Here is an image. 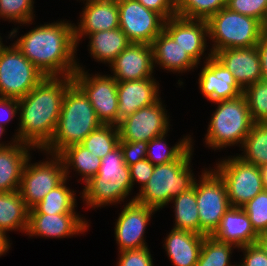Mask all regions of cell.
Segmentation results:
<instances>
[{
    "label": "cell",
    "instance_id": "obj_1",
    "mask_svg": "<svg viewBox=\"0 0 267 266\" xmlns=\"http://www.w3.org/2000/svg\"><path fill=\"white\" fill-rule=\"evenodd\" d=\"M72 76H45L23 98L18 99L19 128L14 137L35 149L42 150L55 132L62 102Z\"/></svg>",
    "mask_w": 267,
    "mask_h": 266
},
{
    "label": "cell",
    "instance_id": "obj_2",
    "mask_svg": "<svg viewBox=\"0 0 267 266\" xmlns=\"http://www.w3.org/2000/svg\"><path fill=\"white\" fill-rule=\"evenodd\" d=\"M74 26L65 20L40 24L14 44L45 76H73L78 69Z\"/></svg>",
    "mask_w": 267,
    "mask_h": 266
},
{
    "label": "cell",
    "instance_id": "obj_3",
    "mask_svg": "<svg viewBox=\"0 0 267 266\" xmlns=\"http://www.w3.org/2000/svg\"><path fill=\"white\" fill-rule=\"evenodd\" d=\"M102 123L85 93L73 82L66 90L51 141L40 151L59 155L65 148L81 144Z\"/></svg>",
    "mask_w": 267,
    "mask_h": 266
},
{
    "label": "cell",
    "instance_id": "obj_4",
    "mask_svg": "<svg viewBox=\"0 0 267 266\" xmlns=\"http://www.w3.org/2000/svg\"><path fill=\"white\" fill-rule=\"evenodd\" d=\"M192 148L193 143L177 160L156 165L147 184L134 195L135 201L158 211L192 188L196 180L190 169Z\"/></svg>",
    "mask_w": 267,
    "mask_h": 266
},
{
    "label": "cell",
    "instance_id": "obj_5",
    "mask_svg": "<svg viewBox=\"0 0 267 266\" xmlns=\"http://www.w3.org/2000/svg\"><path fill=\"white\" fill-rule=\"evenodd\" d=\"M133 190L129 167L120 145L101 158L97 175L85 183L82 200L87 207L98 209L124 202ZM130 193V194H129Z\"/></svg>",
    "mask_w": 267,
    "mask_h": 266
},
{
    "label": "cell",
    "instance_id": "obj_6",
    "mask_svg": "<svg viewBox=\"0 0 267 266\" xmlns=\"http://www.w3.org/2000/svg\"><path fill=\"white\" fill-rule=\"evenodd\" d=\"M214 103L218 106L208 124L206 145L214 151L234 145L242 146L255 123L251 119L245 95Z\"/></svg>",
    "mask_w": 267,
    "mask_h": 266
},
{
    "label": "cell",
    "instance_id": "obj_7",
    "mask_svg": "<svg viewBox=\"0 0 267 266\" xmlns=\"http://www.w3.org/2000/svg\"><path fill=\"white\" fill-rule=\"evenodd\" d=\"M207 23L209 39L214 43L209 50L212 55L219 50L256 46L265 33L259 20L227 7L212 15Z\"/></svg>",
    "mask_w": 267,
    "mask_h": 266
},
{
    "label": "cell",
    "instance_id": "obj_8",
    "mask_svg": "<svg viewBox=\"0 0 267 266\" xmlns=\"http://www.w3.org/2000/svg\"><path fill=\"white\" fill-rule=\"evenodd\" d=\"M44 77L14 43L0 53V97L21 99Z\"/></svg>",
    "mask_w": 267,
    "mask_h": 266
},
{
    "label": "cell",
    "instance_id": "obj_9",
    "mask_svg": "<svg viewBox=\"0 0 267 266\" xmlns=\"http://www.w3.org/2000/svg\"><path fill=\"white\" fill-rule=\"evenodd\" d=\"M209 169L203 170L201 178L196 179L200 235H212L230 208L225 182L214 169Z\"/></svg>",
    "mask_w": 267,
    "mask_h": 266
},
{
    "label": "cell",
    "instance_id": "obj_10",
    "mask_svg": "<svg viewBox=\"0 0 267 266\" xmlns=\"http://www.w3.org/2000/svg\"><path fill=\"white\" fill-rule=\"evenodd\" d=\"M216 165L214 170L225 182L230 206L242 208L264 190L260 168L256 165L238 156H229Z\"/></svg>",
    "mask_w": 267,
    "mask_h": 266
},
{
    "label": "cell",
    "instance_id": "obj_11",
    "mask_svg": "<svg viewBox=\"0 0 267 266\" xmlns=\"http://www.w3.org/2000/svg\"><path fill=\"white\" fill-rule=\"evenodd\" d=\"M79 65L73 82L85 93L103 125H118V81L111 75L89 74Z\"/></svg>",
    "mask_w": 267,
    "mask_h": 266
},
{
    "label": "cell",
    "instance_id": "obj_12",
    "mask_svg": "<svg viewBox=\"0 0 267 266\" xmlns=\"http://www.w3.org/2000/svg\"><path fill=\"white\" fill-rule=\"evenodd\" d=\"M49 155L51 158L36 163H31L30 156L24 166L19 191L29 209L65 179L61 157L57 154Z\"/></svg>",
    "mask_w": 267,
    "mask_h": 266
},
{
    "label": "cell",
    "instance_id": "obj_13",
    "mask_svg": "<svg viewBox=\"0 0 267 266\" xmlns=\"http://www.w3.org/2000/svg\"><path fill=\"white\" fill-rule=\"evenodd\" d=\"M119 28L130 42L152 44L164 30L165 19L136 0H117Z\"/></svg>",
    "mask_w": 267,
    "mask_h": 266
},
{
    "label": "cell",
    "instance_id": "obj_14",
    "mask_svg": "<svg viewBox=\"0 0 267 266\" xmlns=\"http://www.w3.org/2000/svg\"><path fill=\"white\" fill-rule=\"evenodd\" d=\"M161 99L142 107L117 125L120 141H145L167 134L170 119Z\"/></svg>",
    "mask_w": 267,
    "mask_h": 266
},
{
    "label": "cell",
    "instance_id": "obj_15",
    "mask_svg": "<svg viewBox=\"0 0 267 266\" xmlns=\"http://www.w3.org/2000/svg\"><path fill=\"white\" fill-rule=\"evenodd\" d=\"M157 210L135 201L124 205L115 223L114 234L118 250H132L148 247L144 240L146 226Z\"/></svg>",
    "mask_w": 267,
    "mask_h": 266
},
{
    "label": "cell",
    "instance_id": "obj_16",
    "mask_svg": "<svg viewBox=\"0 0 267 266\" xmlns=\"http://www.w3.org/2000/svg\"><path fill=\"white\" fill-rule=\"evenodd\" d=\"M198 84L199 89L211 102L233 99L243 94L232 73L211 52L205 58Z\"/></svg>",
    "mask_w": 267,
    "mask_h": 266
},
{
    "label": "cell",
    "instance_id": "obj_17",
    "mask_svg": "<svg viewBox=\"0 0 267 266\" xmlns=\"http://www.w3.org/2000/svg\"><path fill=\"white\" fill-rule=\"evenodd\" d=\"M118 82L152 78L154 72L152 45L131 42L109 65Z\"/></svg>",
    "mask_w": 267,
    "mask_h": 266
},
{
    "label": "cell",
    "instance_id": "obj_18",
    "mask_svg": "<svg viewBox=\"0 0 267 266\" xmlns=\"http://www.w3.org/2000/svg\"><path fill=\"white\" fill-rule=\"evenodd\" d=\"M164 30L200 64L206 47H208L207 20L188 19L176 15L165 21Z\"/></svg>",
    "mask_w": 267,
    "mask_h": 266
},
{
    "label": "cell",
    "instance_id": "obj_19",
    "mask_svg": "<svg viewBox=\"0 0 267 266\" xmlns=\"http://www.w3.org/2000/svg\"><path fill=\"white\" fill-rule=\"evenodd\" d=\"M88 221L79 214H29L26 235L65 238L84 234ZM88 227V228H87Z\"/></svg>",
    "mask_w": 267,
    "mask_h": 266
},
{
    "label": "cell",
    "instance_id": "obj_20",
    "mask_svg": "<svg viewBox=\"0 0 267 266\" xmlns=\"http://www.w3.org/2000/svg\"><path fill=\"white\" fill-rule=\"evenodd\" d=\"M79 25L74 26L75 43L88 34L119 28L117 0H85Z\"/></svg>",
    "mask_w": 267,
    "mask_h": 266
},
{
    "label": "cell",
    "instance_id": "obj_21",
    "mask_svg": "<svg viewBox=\"0 0 267 266\" xmlns=\"http://www.w3.org/2000/svg\"><path fill=\"white\" fill-rule=\"evenodd\" d=\"M118 124L142 107L158 102L159 83L154 77L118 82Z\"/></svg>",
    "mask_w": 267,
    "mask_h": 266
},
{
    "label": "cell",
    "instance_id": "obj_22",
    "mask_svg": "<svg viewBox=\"0 0 267 266\" xmlns=\"http://www.w3.org/2000/svg\"><path fill=\"white\" fill-rule=\"evenodd\" d=\"M213 56L232 73L243 90L262 80L260 57L256 46L219 50Z\"/></svg>",
    "mask_w": 267,
    "mask_h": 266
},
{
    "label": "cell",
    "instance_id": "obj_23",
    "mask_svg": "<svg viewBox=\"0 0 267 266\" xmlns=\"http://www.w3.org/2000/svg\"><path fill=\"white\" fill-rule=\"evenodd\" d=\"M212 236L220 241L241 248L256 243L259 235L252 227L251 221L244 209L230 206Z\"/></svg>",
    "mask_w": 267,
    "mask_h": 266
},
{
    "label": "cell",
    "instance_id": "obj_24",
    "mask_svg": "<svg viewBox=\"0 0 267 266\" xmlns=\"http://www.w3.org/2000/svg\"><path fill=\"white\" fill-rule=\"evenodd\" d=\"M153 63L173 73H185L198 68V63L163 30L152 42Z\"/></svg>",
    "mask_w": 267,
    "mask_h": 266
},
{
    "label": "cell",
    "instance_id": "obj_25",
    "mask_svg": "<svg viewBox=\"0 0 267 266\" xmlns=\"http://www.w3.org/2000/svg\"><path fill=\"white\" fill-rule=\"evenodd\" d=\"M32 149L35 150L19 141L0 149V192L19 190L22 172Z\"/></svg>",
    "mask_w": 267,
    "mask_h": 266
},
{
    "label": "cell",
    "instance_id": "obj_26",
    "mask_svg": "<svg viewBox=\"0 0 267 266\" xmlns=\"http://www.w3.org/2000/svg\"><path fill=\"white\" fill-rule=\"evenodd\" d=\"M205 235L171 229L164 249L174 266H196Z\"/></svg>",
    "mask_w": 267,
    "mask_h": 266
},
{
    "label": "cell",
    "instance_id": "obj_27",
    "mask_svg": "<svg viewBox=\"0 0 267 266\" xmlns=\"http://www.w3.org/2000/svg\"><path fill=\"white\" fill-rule=\"evenodd\" d=\"M89 37L90 56L104 64H111L116 57L131 43L120 29L94 32Z\"/></svg>",
    "mask_w": 267,
    "mask_h": 266
},
{
    "label": "cell",
    "instance_id": "obj_28",
    "mask_svg": "<svg viewBox=\"0 0 267 266\" xmlns=\"http://www.w3.org/2000/svg\"><path fill=\"white\" fill-rule=\"evenodd\" d=\"M29 208L22 199L20 191L0 192V229L20 231L26 234ZM17 229V230H16ZM8 231V232H7Z\"/></svg>",
    "mask_w": 267,
    "mask_h": 266
},
{
    "label": "cell",
    "instance_id": "obj_29",
    "mask_svg": "<svg viewBox=\"0 0 267 266\" xmlns=\"http://www.w3.org/2000/svg\"><path fill=\"white\" fill-rule=\"evenodd\" d=\"M59 156L63 161L65 178L69 179L70 169H73L76 172L78 171V174L80 173L79 175L83 178L81 180L84 183L97 175L101 165V158L95 156L81 144L65 148Z\"/></svg>",
    "mask_w": 267,
    "mask_h": 266
},
{
    "label": "cell",
    "instance_id": "obj_30",
    "mask_svg": "<svg viewBox=\"0 0 267 266\" xmlns=\"http://www.w3.org/2000/svg\"><path fill=\"white\" fill-rule=\"evenodd\" d=\"M67 180L65 178L44 196L37 205L29 209V214H78L75 211L77 206L75 191L66 186Z\"/></svg>",
    "mask_w": 267,
    "mask_h": 266
},
{
    "label": "cell",
    "instance_id": "obj_31",
    "mask_svg": "<svg viewBox=\"0 0 267 266\" xmlns=\"http://www.w3.org/2000/svg\"><path fill=\"white\" fill-rule=\"evenodd\" d=\"M174 204V229L200 234V220L196 201V180L189 190L171 200Z\"/></svg>",
    "mask_w": 267,
    "mask_h": 266
},
{
    "label": "cell",
    "instance_id": "obj_32",
    "mask_svg": "<svg viewBox=\"0 0 267 266\" xmlns=\"http://www.w3.org/2000/svg\"><path fill=\"white\" fill-rule=\"evenodd\" d=\"M243 148V149H242ZM243 161L257 167L267 164V122L254 123L241 146Z\"/></svg>",
    "mask_w": 267,
    "mask_h": 266
},
{
    "label": "cell",
    "instance_id": "obj_33",
    "mask_svg": "<svg viewBox=\"0 0 267 266\" xmlns=\"http://www.w3.org/2000/svg\"><path fill=\"white\" fill-rule=\"evenodd\" d=\"M166 136L167 134H164L148 142L146 159L154 166L177 160L192 145V137L187 135L169 148L165 139ZM156 148L159 149V152L154 150Z\"/></svg>",
    "mask_w": 267,
    "mask_h": 266
},
{
    "label": "cell",
    "instance_id": "obj_34",
    "mask_svg": "<svg viewBox=\"0 0 267 266\" xmlns=\"http://www.w3.org/2000/svg\"><path fill=\"white\" fill-rule=\"evenodd\" d=\"M236 246L205 235L196 266H237L230 257Z\"/></svg>",
    "mask_w": 267,
    "mask_h": 266
},
{
    "label": "cell",
    "instance_id": "obj_35",
    "mask_svg": "<svg viewBox=\"0 0 267 266\" xmlns=\"http://www.w3.org/2000/svg\"><path fill=\"white\" fill-rule=\"evenodd\" d=\"M120 137L115 125H101L92 131L81 143L86 149L99 158H104L119 145Z\"/></svg>",
    "mask_w": 267,
    "mask_h": 266
},
{
    "label": "cell",
    "instance_id": "obj_36",
    "mask_svg": "<svg viewBox=\"0 0 267 266\" xmlns=\"http://www.w3.org/2000/svg\"><path fill=\"white\" fill-rule=\"evenodd\" d=\"M225 7L224 0H177V16L208 20Z\"/></svg>",
    "mask_w": 267,
    "mask_h": 266
},
{
    "label": "cell",
    "instance_id": "obj_37",
    "mask_svg": "<svg viewBox=\"0 0 267 266\" xmlns=\"http://www.w3.org/2000/svg\"><path fill=\"white\" fill-rule=\"evenodd\" d=\"M251 119L255 123L267 122V81H258L243 90Z\"/></svg>",
    "mask_w": 267,
    "mask_h": 266
},
{
    "label": "cell",
    "instance_id": "obj_38",
    "mask_svg": "<svg viewBox=\"0 0 267 266\" xmlns=\"http://www.w3.org/2000/svg\"><path fill=\"white\" fill-rule=\"evenodd\" d=\"M33 6V0H0V18L22 25L32 24Z\"/></svg>",
    "mask_w": 267,
    "mask_h": 266
},
{
    "label": "cell",
    "instance_id": "obj_39",
    "mask_svg": "<svg viewBox=\"0 0 267 266\" xmlns=\"http://www.w3.org/2000/svg\"><path fill=\"white\" fill-rule=\"evenodd\" d=\"M247 213L252 227L259 235L267 232V190L257 194L252 200L247 202L243 207Z\"/></svg>",
    "mask_w": 267,
    "mask_h": 266
},
{
    "label": "cell",
    "instance_id": "obj_40",
    "mask_svg": "<svg viewBox=\"0 0 267 266\" xmlns=\"http://www.w3.org/2000/svg\"><path fill=\"white\" fill-rule=\"evenodd\" d=\"M226 7L255 18L264 26L267 23V0H229L226 2Z\"/></svg>",
    "mask_w": 267,
    "mask_h": 266
},
{
    "label": "cell",
    "instance_id": "obj_41",
    "mask_svg": "<svg viewBox=\"0 0 267 266\" xmlns=\"http://www.w3.org/2000/svg\"><path fill=\"white\" fill-rule=\"evenodd\" d=\"M117 266H154L148 247L119 252Z\"/></svg>",
    "mask_w": 267,
    "mask_h": 266
},
{
    "label": "cell",
    "instance_id": "obj_42",
    "mask_svg": "<svg viewBox=\"0 0 267 266\" xmlns=\"http://www.w3.org/2000/svg\"><path fill=\"white\" fill-rule=\"evenodd\" d=\"M125 164L129 167L147 156L148 142L119 141Z\"/></svg>",
    "mask_w": 267,
    "mask_h": 266
},
{
    "label": "cell",
    "instance_id": "obj_43",
    "mask_svg": "<svg viewBox=\"0 0 267 266\" xmlns=\"http://www.w3.org/2000/svg\"><path fill=\"white\" fill-rule=\"evenodd\" d=\"M243 251L244 258L237 266H267V254L257 243L239 248Z\"/></svg>",
    "mask_w": 267,
    "mask_h": 266
},
{
    "label": "cell",
    "instance_id": "obj_44",
    "mask_svg": "<svg viewBox=\"0 0 267 266\" xmlns=\"http://www.w3.org/2000/svg\"><path fill=\"white\" fill-rule=\"evenodd\" d=\"M154 168L155 166L146 158L129 166L132 187H134L136 181V183L138 182L139 184H141V188L139 189V191L142 190V188L147 184L148 180L150 179Z\"/></svg>",
    "mask_w": 267,
    "mask_h": 266
},
{
    "label": "cell",
    "instance_id": "obj_45",
    "mask_svg": "<svg viewBox=\"0 0 267 266\" xmlns=\"http://www.w3.org/2000/svg\"><path fill=\"white\" fill-rule=\"evenodd\" d=\"M145 8L160 14L165 20L177 15V0H136Z\"/></svg>",
    "mask_w": 267,
    "mask_h": 266
},
{
    "label": "cell",
    "instance_id": "obj_46",
    "mask_svg": "<svg viewBox=\"0 0 267 266\" xmlns=\"http://www.w3.org/2000/svg\"><path fill=\"white\" fill-rule=\"evenodd\" d=\"M19 111L18 99L0 97V125L6 126Z\"/></svg>",
    "mask_w": 267,
    "mask_h": 266
},
{
    "label": "cell",
    "instance_id": "obj_47",
    "mask_svg": "<svg viewBox=\"0 0 267 266\" xmlns=\"http://www.w3.org/2000/svg\"><path fill=\"white\" fill-rule=\"evenodd\" d=\"M260 57L262 81H267V34H263L256 45Z\"/></svg>",
    "mask_w": 267,
    "mask_h": 266
},
{
    "label": "cell",
    "instance_id": "obj_48",
    "mask_svg": "<svg viewBox=\"0 0 267 266\" xmlns=\"http://www.w3.org/2000/svg\"><path fill=\"white\" fill-rule=\"evenodd\" d=\"M6 232L0 229V257L8 253L9 248L11 247L10 240Z\"/></svg>",
    "mask_w": 267,
    "mask_h": 266
},
{
    "label": "cell",
    "instance_id": "obj_49",
    "mask_svg": "<svg viewBox=\"0 0 267 266\" xmlns=\"http://www.w3.org/2000/svg\"><path fill=\"white\" fill-rule=\"evenodd\" d=\"M256 243L267 254V232L259 234Z\"/></svg>",
    "mask_w": 267,
    "mask_h": 266
},
{
    "label": "cell",
    "instance_id": "obj_50",
    "mask_svg": "<svg viewBox=\"0 0 267 266\" xmlns=\"http://www.w3.org/2000/svg\"><path fill=\"white\" fill-rule=\"evenodd\" d=\"M6 127H4V126H2V125H0V140H1V136L3 135V133H5L6 131ZM12 142L11 143H6L5 142V144L2 142H0V149H3V148H6V147H8V146H10V145H13L17 140H16V138L13 136V138H12V140H11Z\"/></svg>",
    "mask_w": 267,
    "mask_h": 266
},
{
    "label": "cell",
    "instance_id": "obj_51",
    "mask_svg": "<svg viewBox=\"0 0 267 266\" xmlns=\"http://www.w3.org/2000/svg\"><path fill=\"white\" fill-rule=\"evenodd\" d=\"M259 168H260V172H261V176H262V180H263L264 189L267 190V164L262 165Z\"/></svg>",
    "mask_w": 267,
    "mask_h": 266
},
{
    "label": "cell",
    "instance_id": "obj_52",
    "mask_svg": "<svg viewBox=\"0 0 267 266\" xmlns=\"http://www.w3.org/2000/svg\"><path fill=\"white\" fill-rule=\"evenodd\" d=\"M2 38L0 36V53L7 47V45L5 46L3 43H2Z\"/></svg>",
    "mask_w": 267,
    "mask_h": 266
},
{
    "label": "cell",
    "instance_id": "obj_53",
    "mask_svg": "<svg viewBox=\"0 0 267 266\" xmlns=\"http://www.w3.org/2000/svg\"><path fill=\"white\" fill-rule=\"evenodd\" d=\"M264 32H265V34H267V23L264 26Z\"/></svg>",
    "mask_w": 267,
    "mask_h": 266
}]
</instances>
